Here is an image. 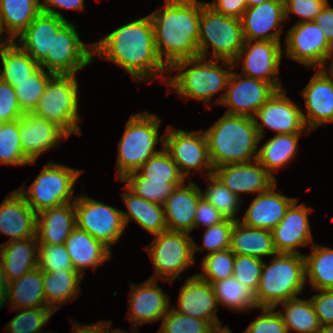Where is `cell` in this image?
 <instances>
[{"label": "cell", "mask_w": 333, "mask_h": 333, "mask_svg": "<svg viewBox=\"0 0 333 333\" xmlns=\"http://www.w3.org/2000/svg\"><path fill=\"white\" fill-rule=\"evenodd\" d=\"M93 55L122 67L135 81L150 82L157 76L166 83L168 67L156 52L150 15L124 24L93 43Z\"/></svg>", "instance_id": "1"}, {"label": "cell", "mask_w": 333, "mask_h": 333, "mask_svg": "<svg viewBox=\"0 0 333 333\" xmlns=\"http://www.w3.org/2000/svg\"><path fill=\"white\" fill-rule=\"evenodd\" d=\"M205 3L198 0H165V6L149 14L156 52L168 68L178 60L199 56V21Z\"/></svg>", "instance_id": "2"}, {"label": "cell", "mask_w": 333, "mask_h": 333, "mask_svg": "<svg viewBox=\"0 0 333 333\" xmlns=\"http://www.w3.org/2000/svg\"><path fill=\"white\" fill-rule=\"evenodd\" d=\"M214 168L256 160L259 135L254 118L224 113L205 132Z\"/></svg>", "instance_id": "3"}, {"label": "cell", "mask_w": 333, "mask_h": 333, "mask_svg": "<svg viewBox=\"0 0 333 333\" xmlns=\"http://www.w3.org/2000/svg\"><path fill=\"white\" fill-rule=\"evenodd\" d=\"M218 61L220 60L212 58L205 61L201 56L178 60L168 68V71L170 73L174 70L180 73L177 72L173 77L169 76L164 84L183 99L203 101L211 108L208 102L218 91L226 89L230 73L234 68L231 61L221 60L225 69Z\"/></svg>", "instance_id": "4"}, {"label": "cell", "mask_w": 333, "mask_h": 333, "mask_svg": "<svg viewBox=\"0 0 333 333\" xmlns=\"http://www.w3.org/2000/svg\"><path fill=\"white\" fill-rule=\"evenodd\" d=\"M303 254L276 253L271 263H263L255 292L258 308H276L281 302L297 297L306 284Z\"/></svg>", "instance_id": "5"}, {"label": "cell", "mask_w": 333, "mask_h": 333, "mask_svg": "<svg viewBox=\"0 0 333 333\" xmlns=\"http://www.w3.org/2000/svg\"><path fill=\"white\" fill-rule=\"evenodd\" d=\"M160 118L155 114H133L129 117L123 136L118 142L116 170L118 180L137 171L147 160L160 151L156 150L159 139L164 147V134L159 136Z\"/></svg>", "instance_id": "6"}, {"label": "cell", "mask_w": 333, "mask_h": 333, "mask_svg": "<svg viewBox=\"0 0 333 333\" xmlns=\"http://www.w3.org/2000/svg\"><path fill=\"white\" fill-rule=\"evenodd\" d=\"M245 43L241 20L203 5L199 21V56L233 62ZM212 47V54L209 47Z\"/></svg>", "instance_id": "7"}, {"label": "cell", "mask_w": 333, "mask_h": 333, "mask_svg": "<svg viewBox=\"0 0 333 333\" xmlns=\"http://www.w3.org/2000/svg\"><path fill=\"white\" fill-rule=\"evenodd\" d=\"M83 170L68 167L56 162H48L35 180L28 186L25 184L16 189L27 204L39 213L48 208L74 202V185ZM75 197V198H74Z\"/></svg>", "instance_id": "8"}, {"label": "cell", "mask_w": 333, "mask_h": 333, "mask_svg": "<svg viewBox=\"0 0 333 333\" xmlns=\"http://www.w3.org/2000/svg\"><path fill=\"white\" fill-rule=\"evenodd\" d=\"M77 75H54L38 101L33 114L56 123L69 136L81 135Z\"/></svg>", "instance_id": "9"}, {"label": "cell", "mask_w": 333, "mask_h": 333, "mask_svg": "<svg viewBox=\"0 0 333 333\" xmlns=\"http://www.w3.org/2000/svg\"><path fill=\"white\" fill-rule=\"evenodd\" d=\"M146 250L151 257L155 273L150 279L182 280L180 273L193 265V239L189 233L166 230L154 235Z\"/></svg>", "instance_id": "10"}, {"label": "cell", "mask_w": 333, "mask_h": 333, "mask_svg": "<svg viewBox=\"0 0 333 333\" xmlns=\"http://www.w3.org/2000/svg\"><path fill=\"white\" fill-rule=\"evenodd\" d=\"M74 207L76 226L112 250L111 245L118 243L126 227L122 211L86 194L76 197Z\"/></svg>", "instance_id": "11"}, {"label": "cell", "mask_w": 333, "mask_h": 333, "mask_svg": "<svg viewBox=\"0 0 333 333\" xmlns=\"http://www.w3.org/2000/svg\"><path fill=\"white\" fill-rule=\"evenodd\" d=\"M77 27L67 21L53 36L52 56H46L40 67L54 75H76L94 58L93 43L89 47L81 40Z\"/></svg>", "instance_id": "12"}, {"label": "cell", "mask_w": 333, "mask_h": 333, "mask_svg": "<svg viewBox=\"0 0 333 333\" xmlns=\"http://www.w3.org/2000/svg\"><path fill=\"white\" fill-rule=\"evenodd\" d=\"M168 126L164 134V149L178 166L180 173L187 179L190 171H206L204 176L213 173L207 139L203 130L186 131Z\"/></svg>", "instance_id": "13"}, {"label": "cell", "mask_w": 333, "mask_h": 333, "mask_svg": "<svg viewBox=\"0 0 333 333\" xmlns=\"http://www.w3.org/2000/svg\"><path fill=\"white\" fill-rule=\"evenodd\" d=\"M286 56L306 67L325 69L333 47L315 21L295 23L285 38Z\"/></svg>", "instance_id": "14"}, {"label": "cell", "mask_w": 333, "mask_h": 333, "mask_svg": "<svg viewBox=\"0 0 333 333\" xmlns=\"http://www.w3.org/2000/svg\"><path fill=\"white\" fill-rule=\"evenodd\" d=\"M276 90L271 83L231 71L226 92L216 99L215 104L228 106L225 113L253 118Z\"/></svg>", "instance_id": "15"}, {"label": "cell", "mask_w": 333, "mask_h": 333, "mask_svg": "<svg viewBox=\"0 0 333 333\" xmlns=\"http://www.w3.org/2000/svg\"><path fill=\"white\" fill-rule=\"evenodd\" d=\"M283 52L280 41L245 40L232 63L238 67V62H243L241 74L271 83L278 90L282 89L281 80L276 76Z\"/></svg>", "instance_id": "16"}, {"label": "cell", "mask_w": 333, "mask_h": 333, "mask_svg": "<svg viewBox=\"0 0 333 333\" xmlns=\"http://www.w3.org/2000/svg\"><path fill=\"white\" fill-rule=\"evenodd\" d=\"M253 118L260 137L259 142L264 139L266 127L277 134L310 133L304 123L302 110L285 94L283 88L276 90Z\"/></svg>", "instance_id": "17"}, {"label": "cell", "mask_w": 333, "mask_h": 333, "mask_svg": "<svg viewBox=\"0 0 333 333\" xmlns=\"http://www.w3.org/2000/svg\"><path fill=\"white\" fill-rule=\"evenodd\" d=\"M130 284L129 308L126 318L130 324L132 323L133 328L161 320L170 309L171 303L157 280L149 278L137 285L131 282Z\"/></svg>", "instance_id": "18"}, {"label": "cell", "mask_w": 333, "mask_h": 333, "mask_svg": "<svg viewBox=\"0 0 333 333\" xmlns=\"http://www.w3.org/2000/svg\"><path fill=\"white\" fill-rule=\"evenodd\" d=\"M301 95L307 110V114L302 111V117L310 132L333 123V75L326 68L317 70Z\"/></svg>", "instance_id": "19"}, {"label": "cell", "mask_w": 333, "mask_h": 333, "mask_svg": "<svg viewBox=\"0 0 333 333\" xmlns=\"http://www.w3.org/2000/svg\"><path fill=\"white\" fill-rule=\"evenodd\" d=\"M298 200L290 205L283 219L271 230L277 253L302 254L298 247L310 245L313 241L308 219L312 208L305 204L297 205Z\"/></svg>", "instance_id": "20"}, {"label": "cell", "mask_w": 333, "mask_h": 333, "mask_svg": "<svg viewBox=\"0 0 333 333\" xmlns=\"http://www.w3.org/2000/svg\"><path fill=\"white\" fill-rule=\"evenodd\" d=\"M20 143L24 156L35 163L39 156L58 146L69 135L56 123L24 113L19 119Z\"/></svg>", "instance_id": "21"}, {"label": "cell", "mask_w": 333, "mask_h": 333, "mask_svg": "<svg viewBox=\"0 0 333 333\" xmlns=\"http://www.w3.org/2000/svg\"><path fill=\"white\" fill-rule=\"evenodd\" d=\"M240 20L245 40L280 41L285 20L284 0H269L249 7Z\"/></svg>", "instance_id": "22"}, {"label": "cell", "mask_w": 333, "mask_h": 333, "mask_svg": "<svg viewBox=\"0 0 333 333\" xmlns=\"http://www.w3.org/2000/svg\"><path fill=\"white\" fill-rule=\"evenodd\" d=\"M178 308L172 306L180 314L208 320L216 328L222 327L217 316L219 306L211 283L202 279L197 273L187 277L178 295Z\"/></svg>", "instance_id": "23"}, {"label": "cell", "mask_w": 333, "mask_h": 333, "mask_svg": "<svg viewBox=\"0 0 333 333\" xmlns=\"http://www.w3.org/2000/svg\"><path fill=\"white\" fill-rule=\"evenodd\" d=\"M213 174L239 198L242 193L264 192L276 183V178L257 159L219 166L213 169Z\"/></svg>", "instance_id": "24"}, {"label": "cell", "mask_w": 333, "mask_h": 333, "mask_svg": "<svg viewBox=\"0 0 333 333\" xmlns=\"http://www.w3.org/2000/svg\"><path fill=\"white\" fill-rule=\"evenodd\" d=\"M176 187L163 204L167 230L190 233L194 230L195 213L201 189L194 181Z\"/></svg>", "instance_id": "25"}, {"label": "cell", "mask_w": 333, "mask_h": 333, "mask_svg": "<svg viewBox=\"0 0 333 333\" xmlns=\"http://www.w3.org/2000/svg\"><path fill=\"white\" fill-rule=\"evenodd\" d=\"M276 184L277 182L266 191L257 193L243 218L239 219L242 224L271 231L283 219L287 209L298 198L277 193Z\"/></svg>", "instance_id": "26"}, {"label": "cell", "mask_w": 333, "mask_h": 333, "mask_svg": "<svg viewBox=\"0 0 333 333\" xmlns=\"http://www.w3.org/2000/svg\"><path fill=\"white\" fill-rule=\"evenodd\" d=\"M36 218L37 213L14 190L0 204V233L9 236L8 241L36 237Z\"/></svg>", "instance_id": "27"}, {"label": "cell", "mask_w": 333, "mask_h": 333, "mask_svg": "<svg viewBox=\"0 0 333 333\" xmlns=\"http://www.w3.org/2000/svg\"><path fill=\"white\" fill-rule=\"evenodd\" d=\"M69 20L53 14L41 13L16 38L17 44L37 63L52 56L53 36ZM21 44V45H20Z\"/></svg>", "instance_id": "28"}, {"label": "cell", "mask_w": 333, "mask_h": 333, "mask_svg": "<svg viewBox=\"0 0 333 333\" xmlns=\"http://www.w3.org/2000/svg\"><path fill=\"white\" fill-rule=\"evenodd\" d=\"M75 227L74 202H69L37 213L36 238L39 244H65Z\"/></svg>", "instance_id": "29"}, {"label": "cell", "mask_w": 333, "mask_h": 333, "mask_svg": "<svg viewBox=\"0 0 333 333\" xmlns=\"http://www.w3.org/2000/svg\"><path fill=\"white\" fill-rule=\"evenodd\" d=\"M64 245L74 270L82 277H84V269L93 268L95 270L99 265L104 264L103 262L112 258L111 250L108 247L77 226L72 230Z\"/></svg>", "instance_id": "30"}, {"label": "cell", "mask_w": 333, "mask_h": 333, "mask_svg": "<svg viewBox=\"0 0 333 333\" xmlns=\"http://www.w3.org/2000/svg\"><path fill=\"white\" fill-rule=\"evenodd\" d=\"M38 245L36 237L0 245V264L8 283L38 267Z\"/></svg>", "instance_id": "31"}, {"label": "cell", "mask_w": 333, "mask_h": 333, "mask_svg": "<svg viewBox=\"0 0 333 333\" xmlns=\"http://www.w3.org/2000/svg\"><path fill=\"white\" fill-rule=\"evenodd\" d=\"M12 310L48 307L43 291V271L36 267L8 283L6 305Z\"/></svg>", "instance_id": "32"}, {"label": "cell", "mask_w": 333, "mask_h": 333, "mask_svg": "<svg viewBox=\"0 0 333 333\" xmlns=\"http://www.w3.org/2000/svg\"><path fill=\"white\" fill-rule=\"evenodd\" d=\"M124 189L127 191L121 196L128 209L122 211L125 226L134 219L153 236L167 230L163 205L136 196L126 186Z\"/></svg>", "instance_id": "33"}, {"label": "cell", "mask_w": 333, "mask_h": 333, "mask_svg": "<svg viewBox=\"0 0 333 333\" xmlns=\"http://www.w3.org/2000/svg\"><path fill=\"white\" fill-rule=\"evenodd\" d=\"M229 249L235 255H248L260 259L277 253L271 231L248 227L240 221H235L232 228Z\"/></svg>", "instance_id": "34"}, {"label": "cell", "mask_w": 333, "mask_h": 333, "mask_svg": "<svg viewBox=\"0 0 333 333\" xmlns=\"http://www.w3.org/2000/svg\"><path fill=\"white\" fill-rule=\"evenodd\" d=\"M83 277L76 270L43 272V291L46 305L54 312L80 294Z\"/></svg>", "instance_id": "35"}, {"label": "cell", "mask_w": 333, "mask_h": 333, "mask_svg": "<svg viewBox=\"0 0 333 333\" xmlns=\"http://www.w3.org/2000/svg\"><path fill=\"white\" fill-rule=\"evenodd\" d=\"M40 13V0H0V25L4 37L15 41Z\"/></svg>", "instance_id": "36"}, {"label": "cell", "mask_w": 333, "mask_h": 333, "mask_svg": "<svg viewBox=\"0 0 333 333\" xmlns=\"http://www.w3.org/2000/svg\"><path fill=\"white\" fill-rule=\"evenodd\" d=\"M300 135L276 134L258 149L257 160L274 178V170L287 166L297 154Z\"/></svg>", "instance_id": "37"}, {"label": "cell", "mask_w": 333, "mask_h": 333, "mask_svg": "<svg viewBox=\"0 0 333 333\" xmlns=\"http://www.w3.org/2000/svg\"><path fill=\"white\" fill-rule=\"evenodd\" d=\"M0 58L2 63L1 79L12 87H15L17 82L28 79L40 68V64L28 55L16 41H11L0 52Z\"/></svg>", "instance_id": "38"}, {"label": "cell", "mask_w": 333, "mask_h": 333, "mask_svg": "<svg viewBox=\"0 0 333 333\" xmlns=\"http://www.w3.org/2000/svg\"><path fill=\"white\" fill-rule=\"evenodd\" d=\"M310 255H304L305 278L313 290H333V248L311 244Z\"/></svg>", "instance_id": "39"}, {"label": "cell", "mask_w": 333, "mask_h": 333, "mask_svg": "<svg viewBox=\"0 0 333 333\" xmlns=\"http://www.w3.org/2000/svg\"><path fill=\"white\" fill-rule=\"evenodd\" d=\"M279 305L285 309L284 313L283 310L278 312L288 333H291V330L299 333H315L321 327L310 299L294 297L277 306Z\"/></svg>", "instance_id": "40"}, {"label": "cell", "mask_w": 333, "mask_h": 333, "mask_svg": "<svg viewBox=\"0 0 333 333\" xmlns=\"http://www.w3.org/2000/svg\"><path fill=\"white\" fill-rule=\"evenodd\" d=\"M217 303L235 311L258 308L255 293L234 277L211 283Z\"/></svg>", "instance_id": "41"}, {"label": "cell", "mask_w": 333, "mask_h": 333, "mask_svg": "<svg viewBox=\"0 0 333 333\" xmlns=\"http://www.w3.org/2000/svg\"><path fill=\"white\" fill-rule=\"evenodd\" d=\"M137 172L150 182L184 183L186 179L164 147L147 160Z\"/></svg>", "instance_id": "42"}, {"label": "cell", "mask_w": 333, "mask_h": 333, "mask_svg": "<svg viewBox=\"0 0 333 333\" xmlns=\"http://www.w3.org/2000/svg\"><path fill=\"white\" fill-rule=\"evenodd\" d=\"M206 177L210 182L204 192H201L202 197L212 204L225 219L239 221L240 218L236 216L241 206L242 198L231 192L213 173Z\"/></svg>", "instance_id": "43"}, {"label": "cell", "mask_w": 333, "mask_h": 333, "mask_svg": "<svg viewBox=\"0 0 333 333\" xmlns=\"http://www.w3.org/2000/svg\"><path fill=\"white\" fill-rule=\"evenodd\" d=\"M53 76L54 74L40 67L28 79L17 82L14 89L18 104L24 113L33 112Z\"/></svg>", "instance_id": "44"}, {"label": "cell", "mask_w": 333, "mask_h": 333, "mask_svg": "<svg viewBox=\"0 0 333 333\" xmlns=\"http://www.w3.org/2000/svg\"><path fill=\"white\" fill-rule=\"evenodd\" d=\"M0 164L5 166L33 164L24 156L21 148L19 119L4 122L0 128Z\"/></svg>", "instance_id": "45"}, {"label": "cell", "mask_w": 333, "mask_h": 333, "mask_svg": "<svg viewBox=\"0 0 333 333\" xmlns=\"http://www.w3.org/2000/svg\"><path fill=\"white\" fill-rule=\"evenodd\" d=\"M121 182L136 196L163 205L173 190L183 183H157L143 178L137 171L127 174Z\"/></svg>", "instance_id": "46"}, {"label": "cell", "mask_w": 333, "mask_h": 333, "mask_svg": "<svg viewBox=\"0 0 333 333\" xmlns=\"http://www.w3.org/2000/svg\"><path fill=\"white\" fill-rule=\"evenodd\" d=\"M20 311L6 326L9 333H42L44 327L55 313L49 307L17 309ZM43 333H48L43 332Z\"/></svg>", "instance_id": "47"}, {"label": "cell", "mask_w": 333, "mask_h": 333, "mask_svg": "<svg viewBox=\"0 0 333 333\" xmlns=\"http://www.w3.org/2000/svg\"><path fill=\"white\" fill-rule=\"evenodd\" d=\"M162 320L158 333H212L216 329L210 321L180 314L173 307Z\"/></svg>", "instance_id": "48"}, {"label": "cell", "mask_w": 333, "mask_h": 333, "mask_svg": "<svg viewBox=\"0 0 333 333\" xmlns=\"http://www.w3.org/2000/svg\"><path fill=\"white\" fill-rule=\"evenodd\" d=\"M234 259L230 249L207 254L201 261L203 273L197 274L209 283L233 277Z\"/></svg>", "instance_id": "49"}, {"label": "cell", "mask_w": 333, "mask_h": 333, "mask_svg": "<svg viewBox=\"0 0 333 333\" xmlns=\"http://www.w3.org/2000/svg\"><path fill=\"white\" fill-rule=\"evenodd\" d=\"M234 223V220L225 219L219 224L207 227L203 235V246L198 247L193 240V255L205 250L210 254L229 249L231 231Z\"/></svg>", "instance_id": "50"}, {"label": "cell", "mask_w": 333, "mask_h": 333, "mask_svg": "<svg viewBox=\"0 0 333 333\" xmlns=\"http://www.w3.org/2000/svg\"><path fill=\"white\" fill-rule=\"evenodd\" d=\"M38 267L43 272L74 270L70 256L64 244L38 245Z\"/></svg>", "instance_id": "51"}, {"label": "cell", "mask_w": 333, "mask_h": 333, "mask_svg": "<svg viewBox=\"0 0 333 333\" xmlns=\"http://www.w3.org/2000/svg\"><path fill=\"white\" fill-rule=\"evenodd\" d=\"M264 261L248 255H235L233 277L250 288L257 291Z\"/></svg>", "instance_id": "52"}, {"label": "cell", "mask_w": 333, "mask_h": 333, "mask_svg": "<svg viewBox=\"0 0 333 333\" xmlns=\"http://www.w3.org/2000/svg\"><path fill=\"white\" fill-rule=\"evenodd\" d=\"M260 315L243 333H288L284 321L275 308L261 307Z\"/></svg>", "instance_id": "53"}, {"label": "cell", "mask_w": 333, "mask_h": 333, "mask_svg": "<svg viewBox=\"0 0 333 333\" xmlns=\"http://www.w3.org/2000/svg\"><path fill=\"white\" fill-rule=\"evenodd\" d=\"M328 3V0H284L285 20L293 13L302 18L295 23L314 21Z\"/></svg>", "instance_id": "54"}, {"label": "cell", "mask_w": 333, "mask_h": 333, "mask_svg": "<svg viewBox=\"0 0 333 333\" xmlns=\"http://www.w3.org/2000/svg\"><path fill=\"white\" fill-rule=\"evenodd\" d=\"M24 112L21 110L14 87L0 80V120L11 122L20 119Z\"/></svg>", "instance_id": "55"}, {"label": "cell", "mask_w": 333, "mask_h": 333, "mask_svg": "<svg viewBox=\"0 0 333 333\" xmlns=\"http://www.w3.org/2000/svg\"><path fill=\"white\" fill-rule=\"evenodd\" d=\"M310 300L321 326L333 324V290H318Z\"/></svg>", "instance_id": "56"}, {"label": "cell", "mask_w": 333, "mask_h": 333, "mask_svg": "<svg viewBox=\"0 0 333 333\" xmlns=\"http://www.w3.org/2000/svg\"><path fill=\"white\" fill-rule=\"evenodd\" d=\"M224 220L225 217L212 204L203 197L199 200L195 213L194 230L196 227L203 225L207 228Z\"/></svg>", "instance_id": "57"}, {"label": "cell", "mask_w": 333, "mask_h": 333, "mask_svg": "<svg viewBox=\"0 0 333 333\" xmlns=\"http://www.w3.org/2000/svg\"><path fill=\"white\" fill-rule=\"evenodd\" d=\"M207 4L218 13L239 19L247 9L245 0H214Z\"/></svg>", "instance_id": "58"}, {"label": "cell", "mask_w": 333, "mask_h": 333, "mask_svg": "<svg viewBox=\"0 0 333 333\" xmlns=\"http://www.w3.org/2000/svg\"><path fill=\"white\" fill-rule=\"evenodd\" d=\"M54 7L61 9L83 10L84 0H44L41 2V11L48 14H53L59 18L65 19L61 12H58Z\"/></svg>", "instance_id": "59"}, {"label": "cell", "mask_w": 333, "mask_h": 333, "mask_svg": "<svg viewBox=\"0 0 333 333\" xmlns=\"http://www.w3.org/2000/svg\"><path fill=\"white\" fill-rule=\"evenodd\" d=\"M314 21L321 26L326 40L333 47V7L328 3Z\"/></svg>", "instance_id": "60"}, {"label": "cell", "mask_w": 333, "mask_h": 333, "mask_svg": "<svg viewBox=\"0 0 333 333\" xmlns=\"http://www.w3.org/2000/svg\"><path fill=\"white\" fill-rule=\"evenodd\" d=\"M72 325V333H108L110 326L112 325V320L103 321L100 320L99 323L94 324H80L78 321H74Z\"/></svg>", "instance_id": "61"}, {"label": "cell", "mask_w": 333, "mask_h": 333, "mask_svg": "<svg viewBox=\"0 0 333 333\" xmlns=\"http://www.w3.org/2000/svg\"><path fill=\"white\" fill-rule=\"evenodd\" d=\"M8 282L0 264V309L5 307Z\"/></svg>", "instance_id": "62"}, {"label": "cell", "mask_w": 333, "mask_h": 333, "mask_svg": "<svg viewBox=\"0 0 333 333\" xmlns=\"http://www.w3.org/2000/svg\"><path fill=\"white\" fill-rule=\"evenodd\" d=\"M2 33H4V32H3L2 27L0 25V52L12 41L10 39L4 40L3 39L4 37H2Z\"/></svg>", "instance_id": "63"}, {"label": "cell", "mask_w": 333, "mask_h": 333, "mask_svg": "<svg viewBox=\"0 0 333 333\" xmlns=\"http://www.w3.org/2000/svg\"><path fill=\"white\" fill-rule=\"evenodd\" d=\"M315 333H333V324L321 326Z\"/></svg>", "instance_id": "64"}, {"label": "cell", "mask_w": 333, "mask_h": 333, "mask_svg": "<svg viewBox=\"0 0 333 333\" xmlns=\"http://www.w3.org/2000/svg\"><path fill=\"white\" fill-rule=\"evenodd\" d=\"M246 1V6L247 8L249 7H253V6H256V5H260L264 2H267L269 0H245Z\"/></svg>", "instance_id": "65"}, {"label": "cell", "mask_w": 333, "mask_h": 333, "mask_svg": "<svg viewBox=\"0 0 333 333\" xmlns=\"http://www.w3.org/2000/svg\"><path fill=\"white\" fill-rule=\"evenodd\" d=\"M212 333H232L228 326L216 328Z\"/></svg>", "instance_id": "66"}, {"label": "cell", "mask_w": 333, "mask_h": 333, "mask_svg": "<svg viewBox=\"0 0 333 333\" xmlns=\"http://www.w3.org/2000/svg\"><path fill=\"white\" fill-rule=\"evenodd\" d=\"M137 328H134L133 330H132V333H139L138 332V330H136ZM108 333H128V332H125V331H123V330H119V329H116V330H114L113 329V331L111 330V329H109L108 330Z\"/></svg>", "instance_id": "67"}, {"label": "cell", "mask_w": 333, "mask_h": 333, "mask_svg": "<svg viewBox=\"0 0 333 333\" xmlns=\"http://www.w3.org/2000/svg\"><path fill=\"white\" fill-rule=\"evenodd\" d=\"M331 64H329L330 66L327 68V70L333 75V52L331 54Z\"/></svg>", "instance_id": "68"}, {"label": "cell", "mask_w": 333, "mask_h": 333, "mask_svg": "<svg viewBox=\"0 0 333 333\" xmlns=\"http://www.w3.org/2000/svg\"><path fill=\"white\" fill-rule=\"evenodd\" d=\"M3 123L4 122L2 120H0V128L2 127Z\"/></svg>", "instance_id": "69"}]
</instances>
